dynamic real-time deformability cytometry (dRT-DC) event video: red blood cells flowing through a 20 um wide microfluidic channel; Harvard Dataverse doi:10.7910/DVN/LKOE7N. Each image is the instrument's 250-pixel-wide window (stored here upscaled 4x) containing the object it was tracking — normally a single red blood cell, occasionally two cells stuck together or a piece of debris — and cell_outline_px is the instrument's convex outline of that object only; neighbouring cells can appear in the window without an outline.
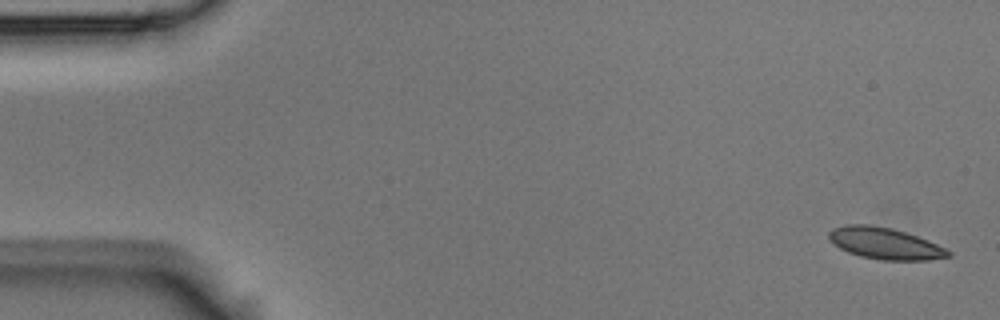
{"species": "Egyptian fruit bat (a non-hibernating species)", "species_latin": "Rousettus aegyptiacus", "temperature_condition": "room temperature", "stored_images_in_passage": 55, "camera_frame_rate_fps": 3000, "um_per_image_px": 0.085, "animal": {"sex": "male"}, "frame": {"image": 1, "passage_image": 1, "time_ms": 0.0, "image_size_px": [1000, 320], "cell_outline_px": [[952, 256], [928, 260], [880, 260], [860, 256], [848, 252], [840, 248], [828, 240], [828, 232], [832, 228], [848, 224], [872, 224], [892, 228], [928, 240], [952, 252]], "centroid_in_image_um": [75.19, 20.68], "position_along_channel_um": 9.8, "area_um2": 22.02}}
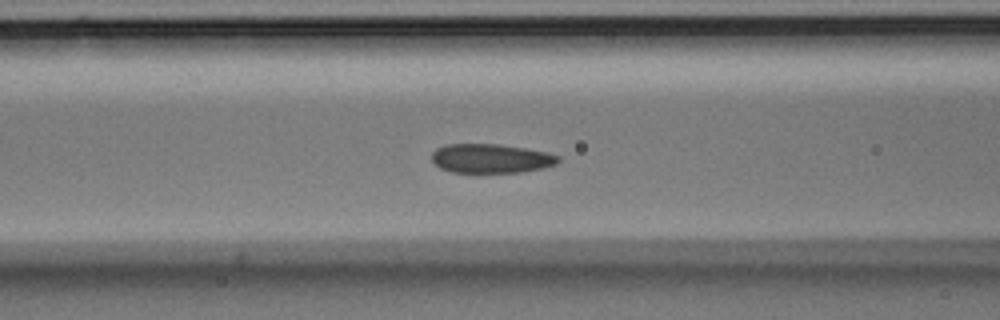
{"frame": {"image": 2, "passage_image": 21, "time_ms": 6.667, "image_size_px": [1000, 320], "cell_outline_px": [[560, 160], [556, 164], [544, 168], [520, 172], [452, 172], [440, 168], [432, 160], [432, 152], [436, 148], [448, 144], [496, 144], [524, 148], [548, 152], [560, 156]], "centroid_in_image_um": [41.75, 13.47], "position_along_channel_um": 124.9, "area_um2": 21.44}}
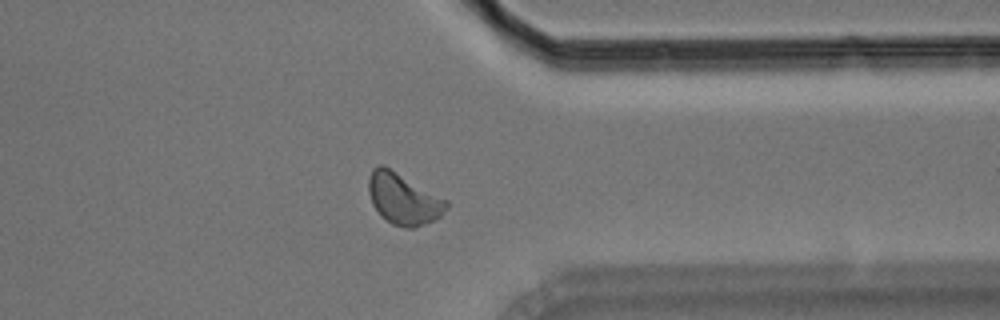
{"frame": {"image": 3, "passage_image": 42, "time_ms": 13.667, "image_size_px": [1000, 320], "cell_outline_px": [[448, 208], [440, 216], [416, 228], [404, 228], [392, 224], [380, 216], [372, 204], [368, 192], [368, 176], [372, 168], [376, 164], [384, 164], [448, 200]], "centroid_in_image_um": [34.25, 16.88], "position_along_channel_um": 377.1, "area_um2": 23.64}, "authors_computed_cell_mechanics": {"area_um2": 22.0218, "velocity_mm_per_s": 3.6786, "shape_relaxation_time_tau1_ms": 3.0259, "shape_relaxation_time_tau2_ms": 1.6431, "deformation_change_tau1": 0.0771, "deformation_change_tau2": 0.0686}}